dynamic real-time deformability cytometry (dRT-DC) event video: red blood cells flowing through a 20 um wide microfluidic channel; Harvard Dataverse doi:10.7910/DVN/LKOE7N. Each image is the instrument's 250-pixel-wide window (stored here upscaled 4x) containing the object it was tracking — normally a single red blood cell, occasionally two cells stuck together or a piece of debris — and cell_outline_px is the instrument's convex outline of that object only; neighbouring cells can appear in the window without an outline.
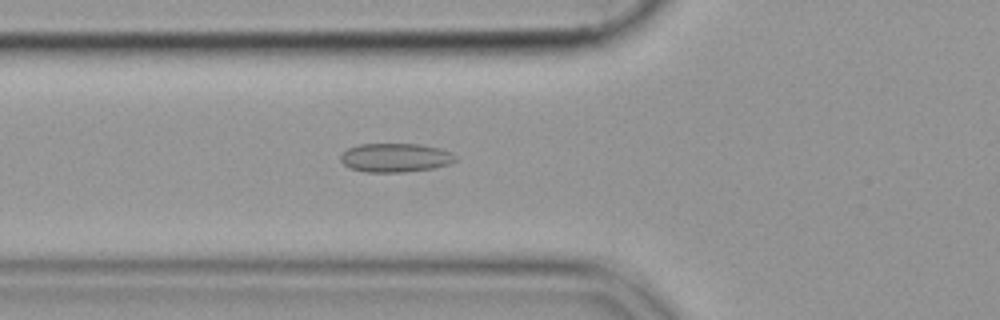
{"species": "common noctule bat (a hibernating species)", "species_latin": "Nyctalus noctula", "temperature_condition": "cold", "stored_images_in_passage": 54, "camera_frame_rate_fps": 3000, "um_per_image_px": 0.085, "animal": {"sex": "female", "body_mass_g": 19.9}, "frame": {"image": 1, "passage_image": 19, "time_ms": 6.0, "image_size_px": [1000, 320], "cell_outline_px": [[456, 160], [452, 164], [432, 168], [404, 172], [368, 172], [352, 168], [344, 164], [340, 160], [340, 156], [348, 148], [360, 144], [420, 144], [440, 148], [448, 152]], "centroid_in_image_um": [33.59, 13.4], "position_along_channel_um": 92.2, "area_um2": 19.07}}
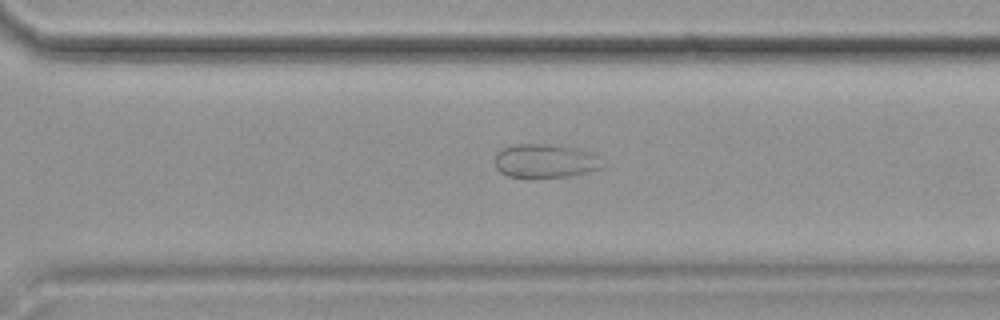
{"frame": {"image": 2, "passage_image": 38, "time_ms": 12.333, "image_size_px": [1000, 320], "cell_outline_px": [[600, 168], [568, 176], [508, 176], [500, 172], [496, 168], [496, 152], [500, 148], [512, 144], [560, 144], [580, 148], [592, 152], [600, 156]], "centroid_in_image_um": [46.33, 13.62], "position_along_channel_um": 324.3, "area_um2": 21.1}}
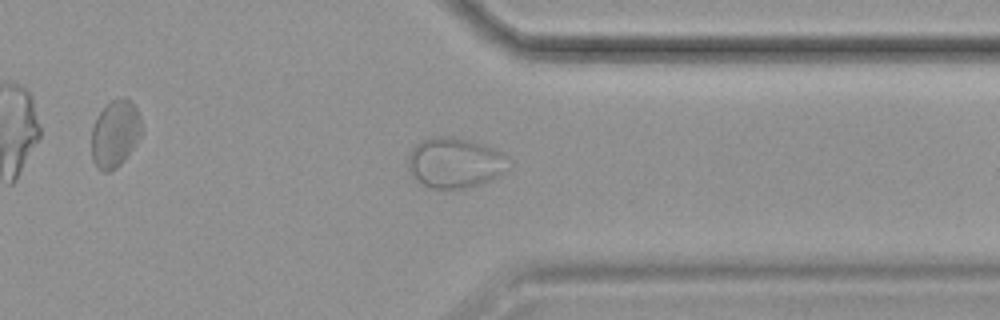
{"frame": {"image": 3, "passage_image": 42, "time_ms": 13.667, "image_size_px": [1000, 320], "cell_outline_px": [[508, 156], [504, 172], [480, 184], [468, 188], [432, 188], [424, 184], [408, 172], [408, 156], [412, 148], [420, 140], [436, 136], [452, 136], [472, 140], [484, 144]], "centroid_in_image_um": [38.62, 13.81], "position_along_channel_um": 372.8, "area_um2": 29.3}}